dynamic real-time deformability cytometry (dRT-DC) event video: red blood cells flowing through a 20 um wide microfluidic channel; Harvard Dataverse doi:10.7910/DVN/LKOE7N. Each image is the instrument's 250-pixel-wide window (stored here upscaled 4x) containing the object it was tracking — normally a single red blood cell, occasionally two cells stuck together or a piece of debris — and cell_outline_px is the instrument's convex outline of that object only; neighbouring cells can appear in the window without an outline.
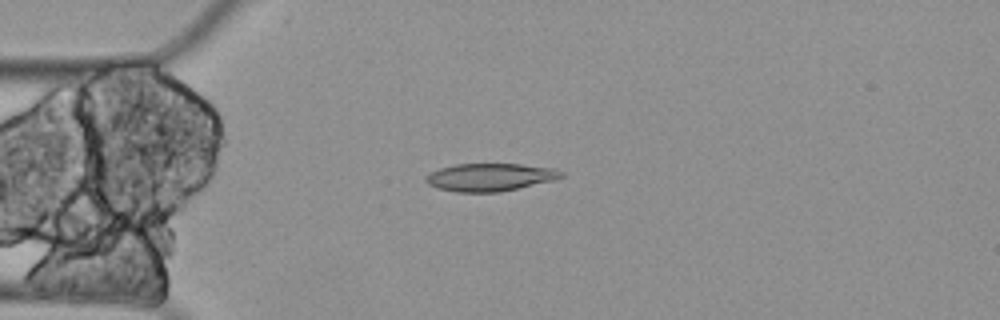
{"species": "Egyptian fruit bat (a non-hibernating species)", "species_latin": "Rousettus aegyptiacus", "temperature_condition": "cold", "stored_images_in_passage": 9, "camera_frame_rate_fps": 3000, "um_per_image_px": 0.085, "animal": {"sex": "female"}, "frame": {"image": 1, "passage_image": 3, "time_ms": 0.667, "image_size_px": [1000, 320], "cell_outline_px": [[564, 176], [552, 180], [500, 192], [456, 192], [436, 188], [428, 184], [424, 180], [424, 176], [440, 168], [456, 164], [520, 164], [552, 168], [564, 172]], "centroid_in_image_um": [41.6, 15.06], "position_along_channel_um": 43.4, "area_um2": 21.79}}
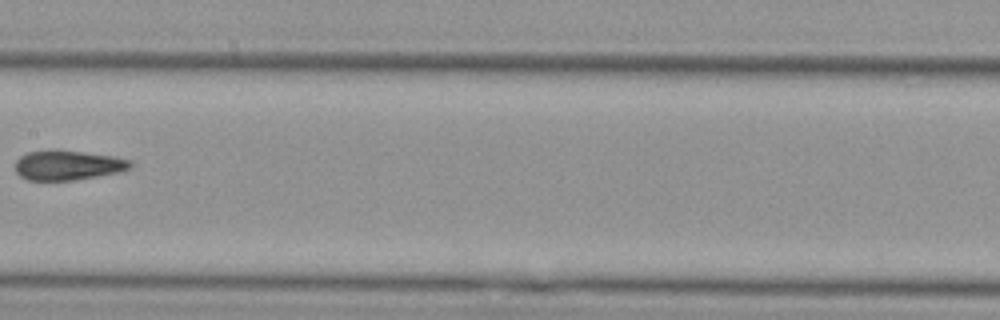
{"frame": {"image": 2, "passage_image": 7, "time_ms": 2.0, "image_size_px": [1000, 320], "cell_outline_px": [[136, 164], [132, 168], [124, 172], [72, 180], [28, 180], [20, 176], [16, 172], [16, 160], [20, 156], [28, 152], [52, 148], [60, 148], [116, 156], [132, 160]], "centroid_in_image_um": [5.85, 14.01], "position_along_channel_um": 201.5, "area_um2": 20.81}}
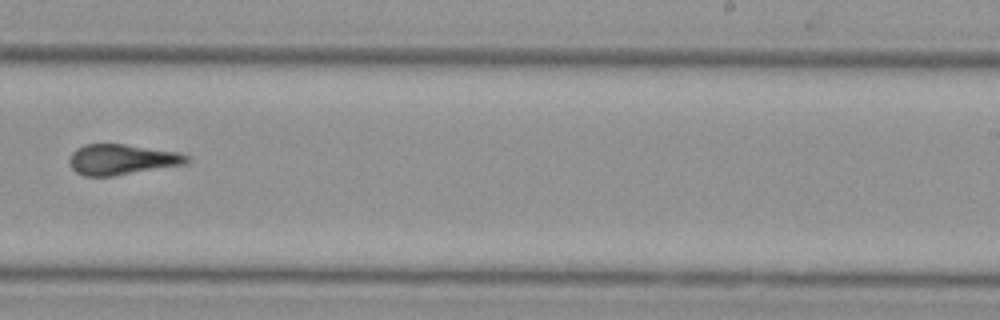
{"frame": {"image": 3, "passage_image": 9, "time_ms": 2.667, "image_size_px": [1000, 320], "cell_outline_px": [[192, 160], [188, 164], [112, 176], [84, 176], [76, 172], [68, 164], [68, 160], [72, 152], [76, 148], [84, 144], [124, 144], [180, 152], [192, 156]], "centroid_in_image_um": [10.4, 13.55], "position_along_channel_um": 278.6, "area_um2": 21.27}}